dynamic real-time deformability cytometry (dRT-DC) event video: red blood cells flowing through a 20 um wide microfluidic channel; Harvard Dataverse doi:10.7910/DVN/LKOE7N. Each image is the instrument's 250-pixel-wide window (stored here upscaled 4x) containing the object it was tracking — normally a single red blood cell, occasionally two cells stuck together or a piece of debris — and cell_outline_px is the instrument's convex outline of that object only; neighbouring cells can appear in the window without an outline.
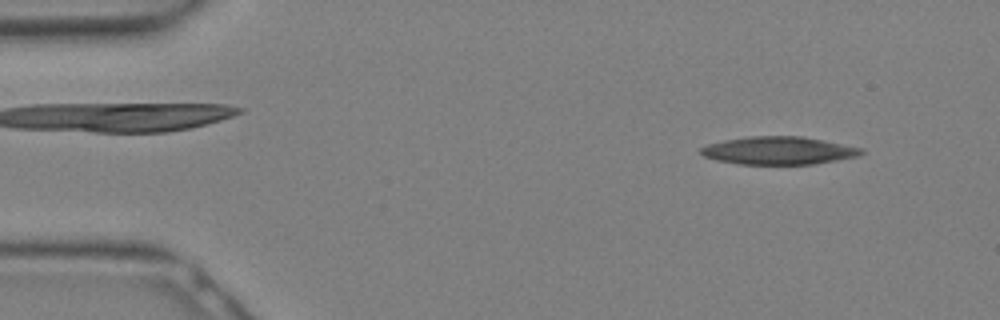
{"species": "Egyptian fruit bat (a non-hibernating species)", "species_latin": "Rousettus aegyptiacus", "temperature_condition": "warm", "stored_images_in_passage": 15, "camera_frame_rate_fps": 3000, "um_per_image_px": 0.085, "animal": {"sex": "female"}, "frame": {"image": 1, "passage_image": 2, "time_ms": 0.333, "image_size_px": [1000, 320], "cell_outline_px": [[864, 152], [860, 156], [812, 164], [736, 164], [716, 160], [704, 156], [700, 152], [700, 148], [708, 144], [724, 140], [748, 136], [804, 136], [864, 148]], "centroid_in_image_um": [66.2, 12.79], "position_along_channel_um": 18.8, "area_um2": 26.18}}
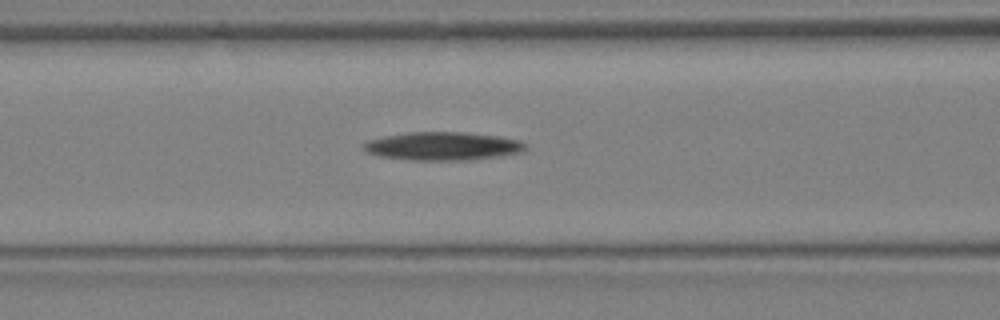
{"frame": {"image": 2, "passage_image": 11, "time_ms": 3.333, "image_size_px": [1000, 320], "cell_outline_px": [[528, 148], [524, 152], [500, 156], [468, 160], [408, 160], [380, 156], [368, 152], [360, 148], [368, 140], [384, 136], [408, 132], [464, 132], [500, 136], [520, 140], [528, 144]], "centroid_in_image_um": [37.69, 12.42], "position_along_channel_um": 128.9, "area_um2": 26.99}}
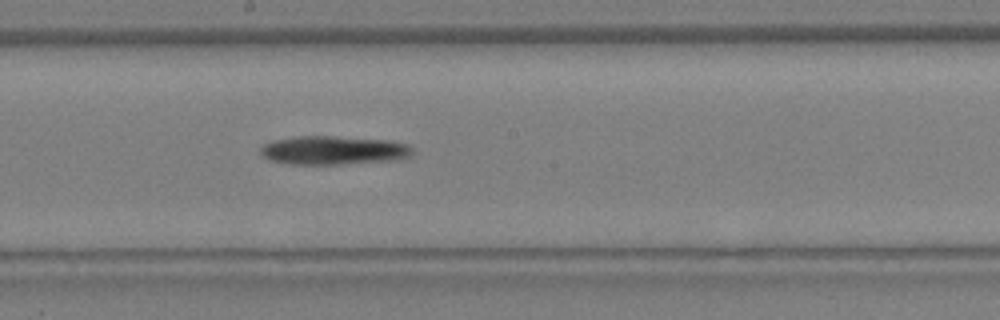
{"frame": {"image": 3, "passage_image": 15, "time_ms": 4.667, "image_size_px": [1000, 320], "cell_outline_px": [[412, 156], [396, 160], [340, 164], [288, 164], [268, 160], [260, 152], [260, 148], [264, 144], [272, 140], [296, 136], [332, 136], [392, 140], [408, 144], [412, 148]], "centroid_in_image_um": [28.35, 12.77], "position_along_channel_um": 219.8, "area_um2": 25.66}}